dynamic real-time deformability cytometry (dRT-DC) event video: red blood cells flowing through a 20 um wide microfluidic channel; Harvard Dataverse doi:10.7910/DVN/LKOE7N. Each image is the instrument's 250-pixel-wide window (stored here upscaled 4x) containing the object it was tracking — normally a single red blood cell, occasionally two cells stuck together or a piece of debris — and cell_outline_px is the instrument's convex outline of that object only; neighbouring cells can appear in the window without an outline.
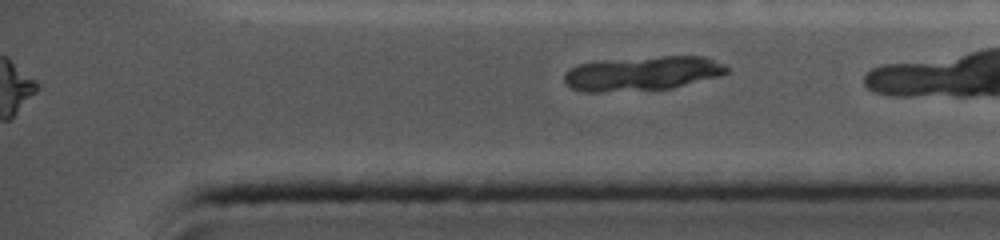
{"species": "common noctule bat (a hibernating species)", "species_latin": "Nyctalus noctula", "temperature_condition": "cold", "stored_images_in_passage": 80, "segment_of_instrument_passage": [2, 2], "camera_frame_rate_fps": 5000, "um_per_image_px": 0.085, "animal": {"sex": "female", "body_mass_g": 19.0, "forearm_length_mm": 56.7}, "frame": {"image": 1, "passage_image": 80, "time_ms": 19.6, "image_size_px": [1000, 240], "cell_outline_px": [[728, 72], [720, 76], [672, 88], [600, 92], [584, 92], [572, 88], [564, 84], [564, 76], [572, 68], [580, 64], [596, 60], [660, 56], [704, 56], [724, 64], [728, 68]], "centroid_in_image_um": [54.6, 6.23], "position_along_channel_um": 380.6, "area_um2": 32.6}}